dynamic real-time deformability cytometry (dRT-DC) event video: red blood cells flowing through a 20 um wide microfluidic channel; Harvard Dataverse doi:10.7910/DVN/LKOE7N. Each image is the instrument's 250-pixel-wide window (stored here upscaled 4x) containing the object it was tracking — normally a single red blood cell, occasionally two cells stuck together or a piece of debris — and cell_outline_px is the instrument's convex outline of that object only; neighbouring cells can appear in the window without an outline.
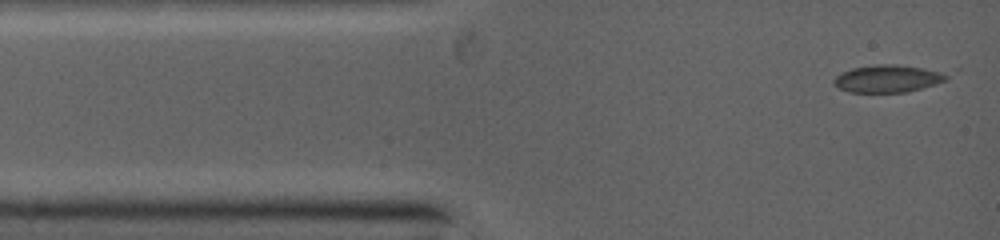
{"species": "common noctule bat (a hibernating species)", "species_latin": "Nyctalus noctula", "temperature_condition": "warm", "stored_images_in_passage": 36, "camera_frame_rate_fps": 5000, "um_per_image_px": 0.085, "animal": {"sex": "female", "body_mass_g": 19.0, "forearm_length_mm": 53.3}, "frame": {"image": 1, "passage_image": 1, "time_ms": 0.0, "image_size_px": [1000, 240], "cell_outline_px": [[960, 68], [948, 80], [936, 84], [904, 92], [848, 92], [836, 88], [832, 84], [832, 80], [836, 76], [852, 68], [876, 64], [896, 64]], "centroid_in_image_um": [75.77, 6.62], "position_along_channel_um": 9.2, "area_um2": 19.59}}
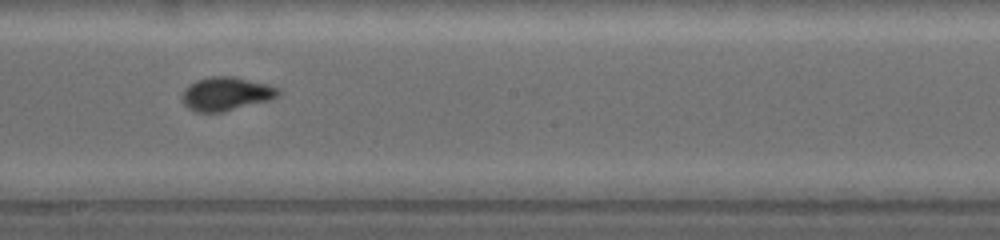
{"frame": {"image": 2, "passage_image": 16, "time_ms": 6.0, "image_size_px": [1000, 240], "cell_outline_px": [[280, 92], [276, 96], [268, 100], [220, 112], [196, 112], [184, 100], [184, 92], [192, 84], [200, 80], [212, 76], [228, 76], [264, 84], [276, 88]], "centroid_in_image_um": [19.24, 7.98], "position_along_channel_um": 229.0, "area_um2": 17.51}}
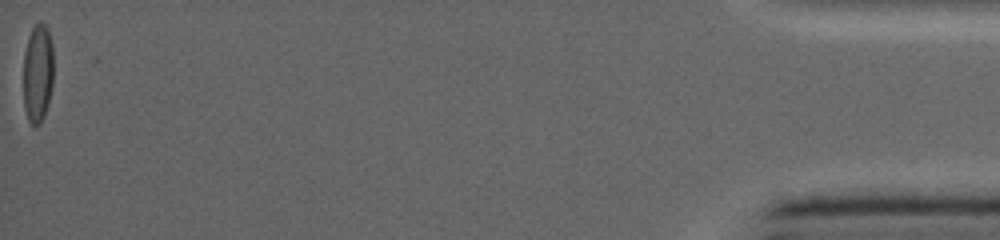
{"frame": {"image": 3, "passage_image": 36, "time_ms": 13.8, "image_size_px": [1000, 240], "cell_outline_px": [[52, 88], [48, 104], [44, 116], [40, 124], [32, 124], [28, 120], [24, 108], [24, 52], [28, 36], [32, 28], [40, 20], [48, 28], [52, 44]], "centroid_in_image_um": [3.21, 6.2], "position_along_channel_um": 432.0, "area_um2": 17.4}}